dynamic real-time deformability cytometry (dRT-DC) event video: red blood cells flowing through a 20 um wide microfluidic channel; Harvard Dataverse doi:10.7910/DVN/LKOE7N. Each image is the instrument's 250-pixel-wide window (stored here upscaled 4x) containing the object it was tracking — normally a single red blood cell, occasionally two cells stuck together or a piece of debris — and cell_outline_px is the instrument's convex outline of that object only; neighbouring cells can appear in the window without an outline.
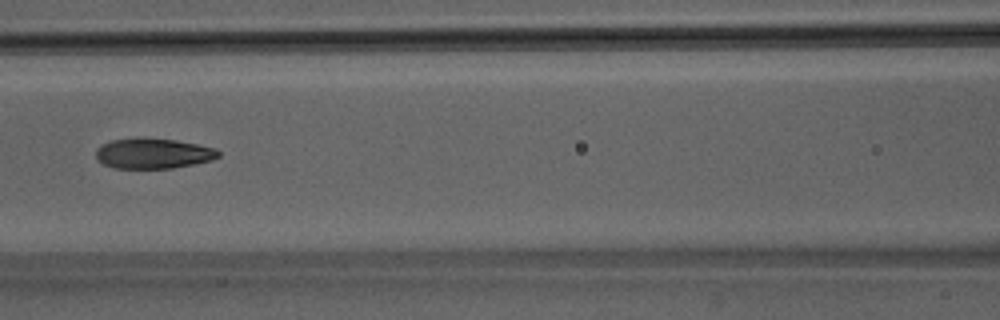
{"species": "Egyptian fruit bat (a non-hibernating species)", "species_latin": "Rousettus aegyptiacus", "temperature_condition": "room temperature", "stored_images_in_passage": 7, "camera_frame_rate_fps": 3000, "um_per_image_px": 0.085, "animal": {"sex": "male"}, "frame": {"image": 1, "passage_image": 7, "time_ms": 2.0, "image_size_px": [1000, 320], "cell_outline_px": [[220, 156], [212, 160], [172, 168], [116, 168], [104, 164], [96, 160], [96, 148], [112, 140], [176, 140], [216, 148], [220, 152]], "centroid_in_image_um": [13.05, 13.08], "position_along_channel_um": 153.6, "area_um2": 20.92}}